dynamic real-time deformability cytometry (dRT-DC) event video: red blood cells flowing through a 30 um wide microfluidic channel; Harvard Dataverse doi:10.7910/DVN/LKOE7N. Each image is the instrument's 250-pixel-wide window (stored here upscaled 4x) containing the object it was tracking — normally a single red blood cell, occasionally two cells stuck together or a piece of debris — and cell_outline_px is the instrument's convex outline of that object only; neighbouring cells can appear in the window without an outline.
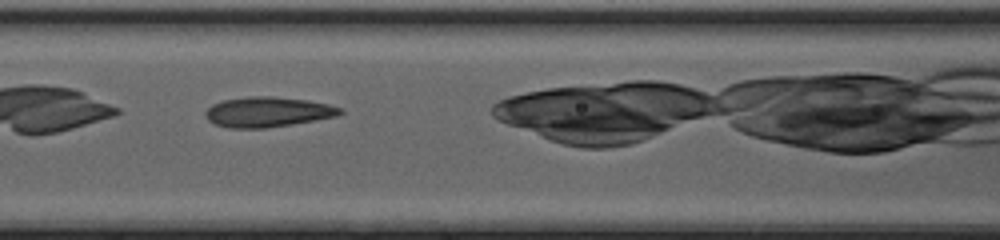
{"species": "common noctule bat (a hibernating species)", "species_latin": "Nyctalus noctula", "temperature_condition": "cold", "stored_images_in_passage": 29, "camera_frame_rate_fps": 3000, "um_per_image_px": 0.085, "animal": {"sex": "female", "body_mass_g": 20.0, "forearm_length_mm": 54.0}, "frame": {"image": 1, "passage_image": 5, "time_ms": 1.333, "image_size_px": [1000, 240], "cell_outline_px": [[344, 112], [336, 116], [316, 120], [292, 124], [264, 128], [228, 128], [216, 124], [208, 120], [204, 116], [204, 112], [212, 104], [224, 100], [248, 96], [272, 96], [308, 100], [328, 104], [344, 108]], "centroid_in_image_um": [22.76, 9.51], "position_along_channel_um": 143.8, "area_um2": 23.76}, "authors_computed_cell_mechanics": {"area_um2": 22.7732, "velocity_mm_per_s": 4.2787, "shape_relaxation_time_tau1_ms": 3.6361, "shape_relaxation_time_tau2_ms": 1.0155, "deformation_change_tau1": 0.116, "deformation_change_tau2": 0.0451}}